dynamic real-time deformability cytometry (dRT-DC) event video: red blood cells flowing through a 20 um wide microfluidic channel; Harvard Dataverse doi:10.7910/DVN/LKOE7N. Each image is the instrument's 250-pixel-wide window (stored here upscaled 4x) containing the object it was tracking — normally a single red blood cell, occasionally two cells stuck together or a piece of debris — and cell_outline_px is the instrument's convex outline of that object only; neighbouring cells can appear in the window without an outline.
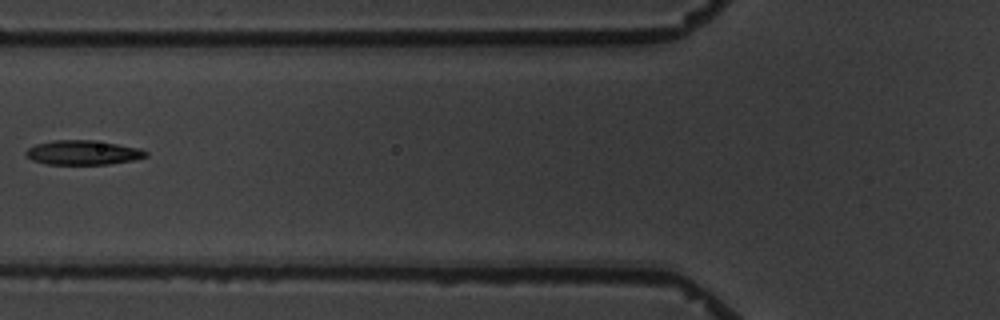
{"species": "common noctule bat (a hibernating species)", "species_latin": "Nyctalus noctula", "temperature_condition": "warm", "stored_images_in_passage": 8, "camera_frame_rate_fps": 3000, "um_per_image_px": 0.085, "animal": {"sex": "male", "body_mass_g": 19.5, "forearm_length_mm": 54.6}, "frame": {"image": 1, "passage_image": 4, "time_ms": 3.667, "image_size_px": [1000, 320], "cell_outline_px": [[148, 156], [132, 160], [108, 164], [48, 164], [32, 160], [24, 152], [28, 148], [36, 144], [52, 140], [92, 140], [140, 148], [148, 152]], "centroid_in_image_um": [7.05, 12.96], "position_along_channel_um": 118.8, "area_um2": 16.94}}
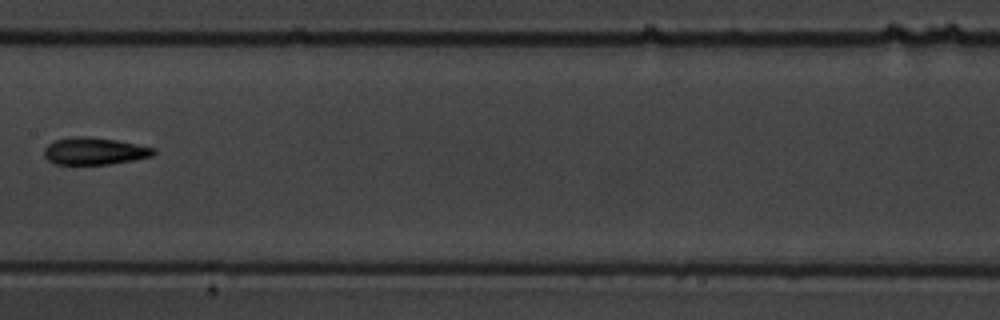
{"frame": {"image": 2, "passage_image": 6, "time_ms": 6.0, "image_size_px": [1000, 320], "cell_outline_px": [[156, 152], [152, 156], [132, 160], [108, 164], [56, 164], [48, 160], [44, 156], [44, 148], [48, 144], [56, 140], [72, 136], [92, 136], [116, 140], [156, 148]], "centroid_in_image_um": [8.02, 12.83], "position_along_channel_um": 199.4, "area_um2": 17.34}}
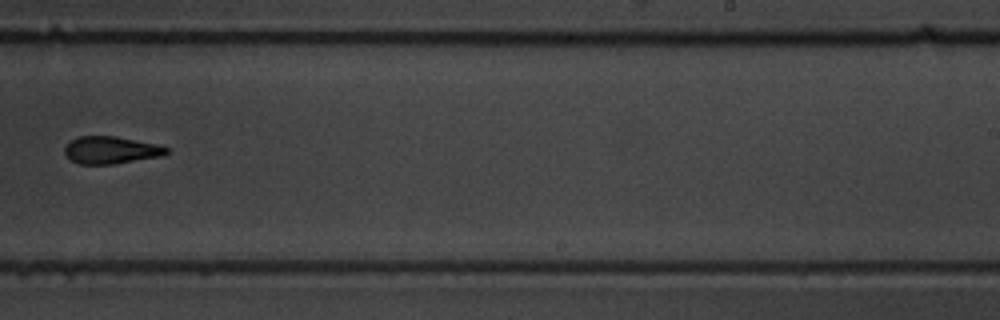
{"frame": {"image": 3, "passage_image": 8, "time_ms": 8.333, "image_size_px": [1000, 320], "cell_outline_px": [[168, 152], [164, 156], [112, 164], [80, 164], [72, 160], [64, 152], [64, 148], [76, 136], [116, 136], [156, 144], [168, 148]], "centroid_in_image_um": [9.44, 12.75], "position_along_channel_um": 279.6, "area_um2": 16.13}}